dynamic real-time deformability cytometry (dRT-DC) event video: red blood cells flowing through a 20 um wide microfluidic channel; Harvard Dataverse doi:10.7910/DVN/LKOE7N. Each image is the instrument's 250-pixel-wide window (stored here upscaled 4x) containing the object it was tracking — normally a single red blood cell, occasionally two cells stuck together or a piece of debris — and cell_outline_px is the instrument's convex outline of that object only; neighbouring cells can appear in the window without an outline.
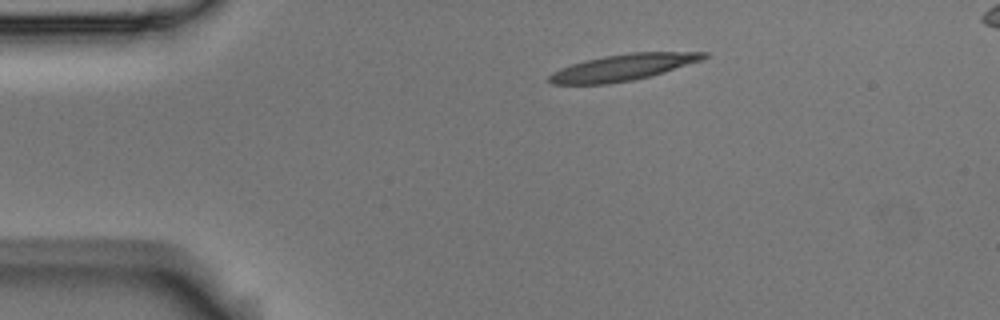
{"species": "Egyptian fruit bat (a non-hibernating species)", "species_latin": "Rousettus aegyptiacus", "temperature_condition": "room temperature", "stored_images_in_passage": 7, "camera_frame_rate_fps": 3000, "um_per_image_px": 0.085, "animal": {"sex": "male"}, "frame": {"image": 1, "passage_image": 1, "time_ms": 0.0, "image_size_px": [1000, 320], "cell_outline_px": [[708, 56], [700, 60], [664, 72], [632, 80], [608, 84], [552, 84], [544, 80], [552, 72], [560, 68], [584, 60], [604, 56], [632, 52], [708, 52]], "centroid_in_image_um": [52.87, 5.73], "position_along_channel_um": 32.1, "area_um2": 23.64}}
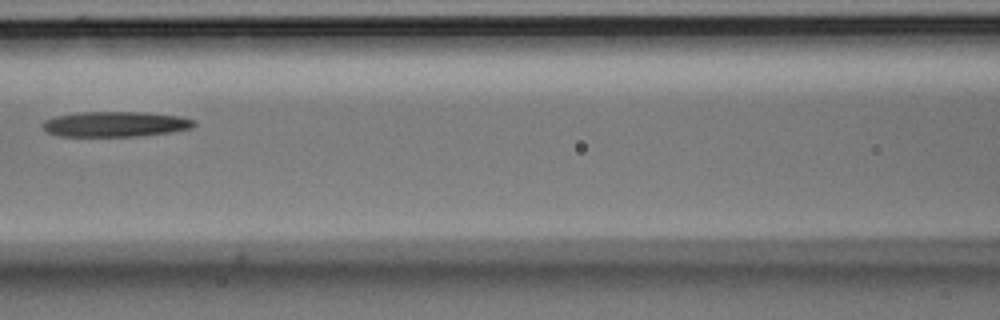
{"frame": {"image": 2, "passage_image": 5, "time_ms": 1.333, "image_size_px": [1000, 320], "cell_outline_px": [[196, 124], [192, 128], [172, 132], [140, 136], [56, 136], [44, 132], [40, 124], [44, 120], [56, 116], [76, 112], [144, 112], [180, 116], [196, 120]], "centroid_in_image_um": [9.77, 10.55], "position_along_channel_um": 156.8, "area_um2": 22.72}}
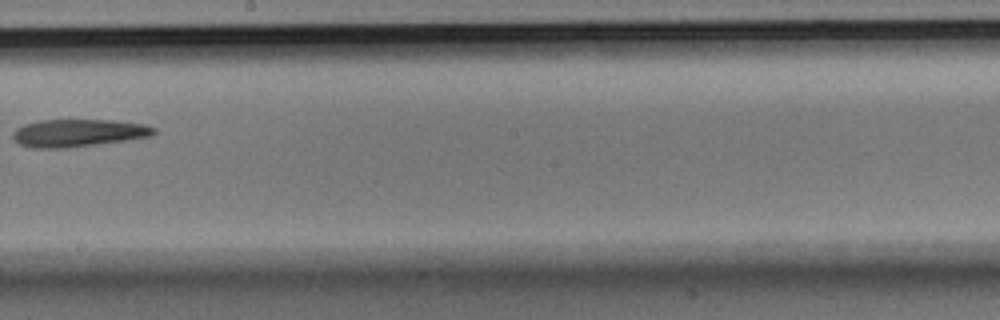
{"frame": {"image": 3, "passage_image": 7, "time_ms": 2.0, "image_size_px": [1000, 320], "cell_outline_px": [[156, 132], [152, 136], [124, 140], [64, 148], [32, 148], [20, 144], [12, 136], [12, 132], [16, 128], [24, 124], [40, 120], [112, 120], [144, 124], [156, 128]], "centroid_in_image_um": [6.63, 11.29], "position_along_channel_um": 241.6, "area_um2": 22.48}}